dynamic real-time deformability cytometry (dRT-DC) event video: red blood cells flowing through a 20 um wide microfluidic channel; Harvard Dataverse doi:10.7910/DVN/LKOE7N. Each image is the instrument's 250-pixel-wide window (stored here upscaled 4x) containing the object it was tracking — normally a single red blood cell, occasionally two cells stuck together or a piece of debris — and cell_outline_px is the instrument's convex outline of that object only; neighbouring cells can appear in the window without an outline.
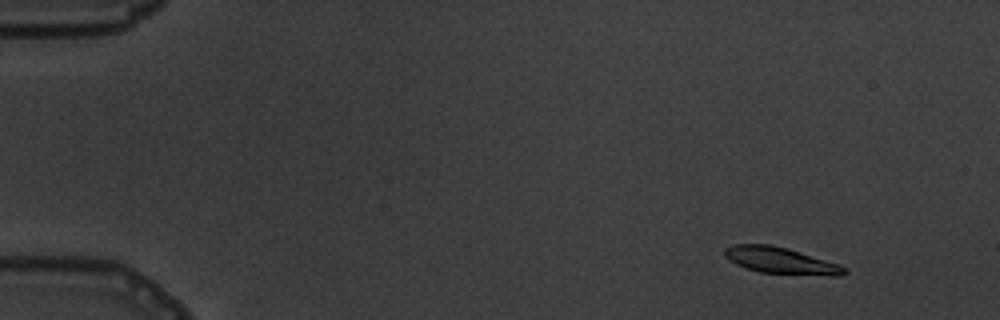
{"species": "common noctule bat (a hibernating species)", "species_latin": "Nyctalus noctula", "temperature_condition": "warm", "stored_images_in_passage": 5, "camera_frame_rate_fps": 3000, "um_per_image_px": 0.085, "animal": {"sex": "male", "body_mass_g": 19.5, "forearm_length_mm": 54.6}, "frame": {"image": 1, "passage_image": 2, "time_ms": 1.333, "image_size_px": [1000, 320], "cell_outline_px": [[848, 272], [840, 276], [832, 276], [760, 272], [744, 268], [736, 264], [724, 256], [724, 248], [732, 244], [768, 244], [784, 248], [840, 264]], "centroid_in_image_um": [66.33, 22.15], "position_along_channel_um": 18.7, "area_um2": 18.26}}